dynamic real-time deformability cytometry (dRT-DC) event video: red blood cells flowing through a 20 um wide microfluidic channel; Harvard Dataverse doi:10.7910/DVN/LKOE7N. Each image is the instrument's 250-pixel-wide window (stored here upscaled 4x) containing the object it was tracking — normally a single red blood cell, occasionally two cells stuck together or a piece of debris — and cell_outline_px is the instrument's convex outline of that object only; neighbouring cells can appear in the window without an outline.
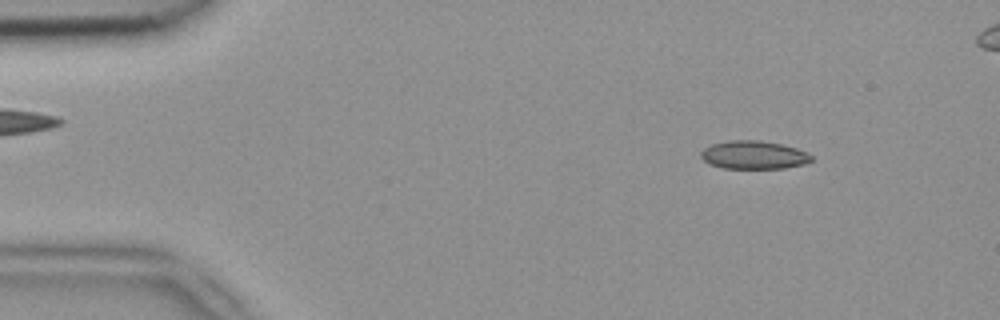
{"species": "common noctule bat (a hibernating species)", "species_latin": "Nyctalus noctula", "temperature_condition": "room temperature", "stored_images_in_passage": 41, "camera_frame_rate_fps": 3000, "um_per_image_px": 0.085, "animal": {"sex": "female", "body_mass_g": 18.4}, "frame": {"image": 1, "passage_image": 5, "time_ms": 1.333, "image_size_px": [1000, 320], "cell_outline_px": [[812, 160], [804, 164], [784, 168], [724, 168], [708, 164], [700, 156], [700, 152], [704, 148], [712, 144], [728, 140], [760, 140], [780, 144], [796, 148], [808, 152], [812, 156]], "centroid_in_image_um": [64.05, 13.17], "position_along_channel_um": 20.9, "area_um2": 18.21}}
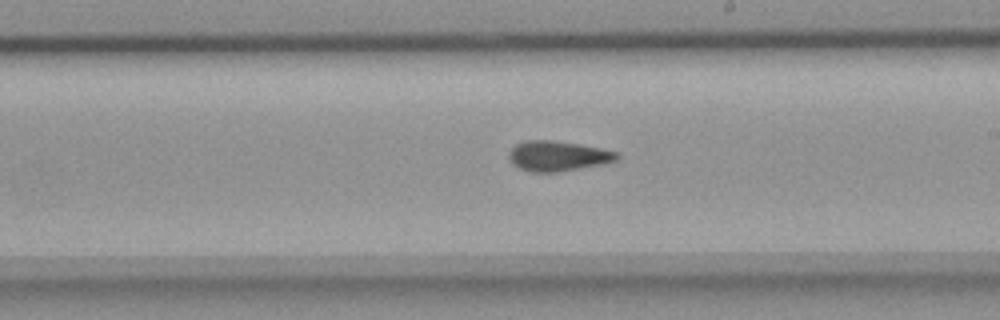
{"frame": {"image": 2, "passage_image": 28, "time_ms": 9.0, "image_size_px": [1000, 320], "cell_outline_px": [[620, 156], [616, 160], [604, 164], [556, 172], [532, 172], [520, 168], [512, 164], [508, 156], [512, 148], [516, 144], [524, 140], [552, 140], [580, 144], [600, 148], [616, 152]], "centroid_in_image_um": [47.4, 13.25], "position_along_channel_um": 241.6, "area_um2": 18.9}}
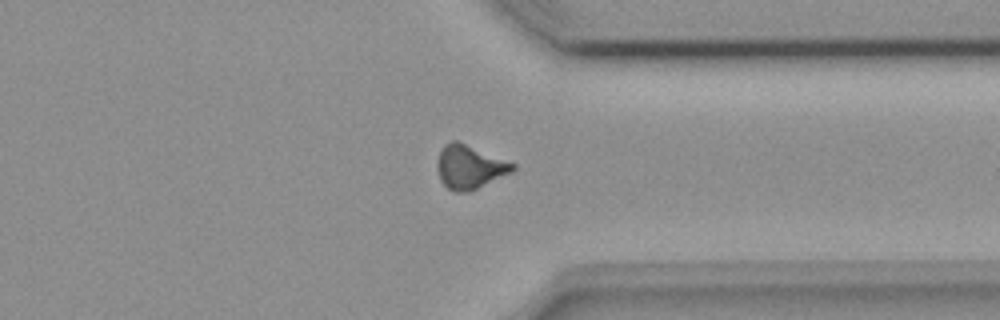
{"frame": {"image": 3, "passage_image": 38, "time_ms": 12.333, "image_size_px": [1000, 320], "cell_outline_px": [[516, 168], [512, 172], [468, 192], [456, 192], [448, 188], [440, 180], [436, 168], [436, 160], [444, 144], [452, 140], [456, 140], [516, 164]], "centroid_in_image_um": [39.89, 14.19], "position_along_channel_um": 371.5, "area_um2": 19.13}, "authors_computed_cell_mechanics": {"area_um2": 18.6694, "velocity_mm_per_s": 3.9467, "shape_relaxation_time_tau1_ms": null, "shape_relaxation_time_tau2_ms": 2.6259, "deformation_change_tau1": null, "deformation_change_tau2": 0.1045}}